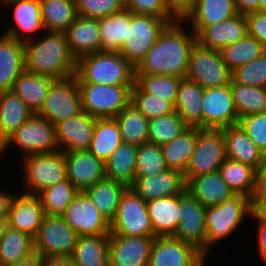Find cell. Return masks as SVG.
Segmentation results:
<instances>
[{
  "label": "cell",
  "instance_id": "obj_26",
  "mask_svg": "<svg viewBox=\"0 0 266 266\" xmlns=\"http://www.w3.org/2000/svg\"><path fill=\"white\" fill-rule=\"evenodd\" d=\"M68 48L77 60L80 56L101 51L98 19L77 16L64 32Z\"/></svg>",
  "mask_w": 266,
  "mask_h": 266
},
{
  "label": "cell",
  "instance_id": "obj_13",
  "mask_svg": "<svg viewBox=\"0 0 266 266\" xmlns=\"http://www.w3.org/2000/svg\"><path fill=\"white\" fill-rule=\"evenodd\" d=\"M81 94L76 76L56 80L46 95L38 113L54 126L82 112Z\"/></svg>",
  "mask_w": 266,
  "mask_h": 266
},
{
  "label": "cell",
  "instance_id": "obj_23",
  "mask_svg": "<svg viewBox=\"0 0 266 266\" xmlns=\"http://www.w3.org/2000/svg\"><path fill=\"white\" fill-rule=\"evenodd\" d=\"M144 201L182 194L186 190L184 174L168 169L154 176L135 177L131 186Z\"/></svg>",
  "mask_w": 266,
  "mask_h": 266
},
{
  "label": "cell",
  "instance_id": "obj_59",
  "mask_svg": "<svg viewBox=\"0 0 266 266\" xmlns=\"http://www.w3.org/2000/svg\"><path fill=\"white\" fill-rule=\"evenodd\" d=\"M237 13L247 14L259 10V0H234Z\"/></svg>",
  "mask_w": 266,
  "mask_h": 266
},
{
  "label": "cell",
  "instance_id": "obj_40",
  "mask_svg": "<svg viewBox=\"0 0 266 266\" xmlns=\"http://www.w3.org/2000/svg\"><path fill=\"white\" fill-rule=\"evenodd\" d=\"M45 31L65 32L78 16L74 0H40Z\"/></svg>",
  "mask_w": 266,
  "mask_h": 266
},
{
  "label": "cell",
  "instance_id": "obj_53",
  "mask_svg": "<svg viewBox=\"0 0 266 266\" xmlns=\"http://www.w3.org/2000/svg\"><path fill=\"white\" fill-rule=\"evenodd\" d=\"M238 124L257 145V147L266 153V112L251 114L241 117Z\"/></svg>",
  "mask_w": 266,
  "mask_h": 266
},
{
  "label": "cell",
  "instance_id": "obj_43",
  "mask_svg": "<svg viewBox=\"0 0 266 266\" xmlns=\"http://www.w3.org/2000/svg\"><path fill=\"white\" fill-rule=\"evenodd\" d=\"M219 172L235 194L251 197L257 173L255 168L227 158L221 164Z\"/></svg>",
  "mask_w": 266,
  "mask_h": 266
},
{
  "label": "cell",
  "instance_id": "obj_55",
  "mask_svg": "<svg viewBox=\"0 0 266 266\" xmlns=\"http://www.w3.org/2000/svg\"><path fill=\"white\" fill-rule=\"evenodd\" d=\"M248 35L256 38L266 48V13L255 11L245 14Z\"/></svg>",
  "mask_w": 266,
  "mask_h": 266
},
{
  "label": "cell",
  "instance_id": "obj_58",
  "mask_svg": "<svg viewBox=\"0 0 266 266\" xmlns=\"http://www.w3.org/2000/svg\"><path fill=\"white\" fill-rule=\"evenodd\" d=\"M253 218L258 222V231H257V251L259 253V257L265 263L266 266V224L261 222L253 213L251 214L250 219Z\"/></svg>",
  "mask_w": 266,
  "mask_h": 266
},
{
  "label": "cell",
  "instance_id": "obj_11",
  "mask_svg": "<svg viewBox=\"0 0 266 266\" xmlns=\"http://www.w3.org/2000/svg\"><path fill=\"white\" fill-rule=\"evenodd\" d=\"M186 77L202 88H214L231 82V71L225 65L220 51L194 44L189 55Z\"/></svg>",
  "mask_w": 266,
  "mask_h": 266
},
{
  "label": "cell",
  "instance_id": "obj_19",
  "mask_svg": "<svg viewBox=\"0 0 266 266\" xmlns=\"http://www.w3.org/2000/svg\"><path fill=\"white\" fill-rule=\"evenodd\" d=\"M155 238L109 234V266H148Z\"/></svg>",
  "mask_w": 266,
  "mask_h": 266
},
{
  "label": "cell",
  "instance_id": "obj_54",
  "mask_svg": "<svg viewBox=\"0 0 266 266\" xmlns=\"http://www.w3.org/2000/svg\"><path fill=\"white\" fill-rule=\"evenodd\" d=\"M125 9L135 14L152 15L167 20L170 24L178 20L169 12L164 0H124Z\"/></svg>",
  "mask_w": 266,
  "mask_h": 266
},
{
  "label": "cell",
  "instance_id": "obj_34",
  "mask_svg": "<svg viewBox=\"0 0 266 266\" xmlns=\"http://www.w3.org/2000/svg\"><path fill=\"white\" fill-rule=\"evenodd\" d=\"M71 258L74 266H109V234L79 236Z\"/></svg>",
  "mask_w": 266,
  "mask_h": 266
},
{
  "label": "cell",
  "instance_id": "obj_50",
  "mask_svg": "<svg viewBox=\"0 0 266 266\" xmlns=\"http://www.w3.org/2000/svg\"><path fill=\"white\" fill-rule=\"evenodd\" d=\"M130 102L148 119L165 116L175 111L169 101L144 92L136 83L131 89Z\"/></svg>",
  "mask_w": 266,
  "mask_h": 266
},
{
  "label": "cell",
  "instance_id": "obj_14",
  "mask_svg": "<svg viewBox=\"0 0 266 266\" xmlns=\"http://www.w3.org/2000/svg\"><path fill=\"white\" fill-rule=\"evenodd\" d=\"M206 207L187 190L180 194L178 222L173 237L193 245L207 257Z\"/></svg>",
  "mask_w": 266,
  "mask_h": 266
},
{
  "label": "cell",
  "instance_id": "obj_56",
  "mask_svg": "<svg viewBox=\"0 0 266 266\" xmlns=\"http://www.w3.org/2000/svg\"><path fill=\"white\" fill-rule=\"evenodd\" d=\"M169 12L178 20L183 21L193 10L197 0H164Z\"/></svg>",
  "mask_w": 266,
  "mask_h": 266
},
{
  "label": "cell",
  "instance_id": "obj_27",
  "mask_svg": "<svg viewBox=\"0 0 266 266\" xmlns=\"http://www.w3.org/2000/svg\"><path fill=\"white\" fill-rule=\"evenodd\" d=\"M25 70L24 43L0 35V92L12 91L14 82Z\"/></svg>",
  "mask_w": 266,
  "mask_h": 266
},
{
  "label": "cell",
  "instance_id": "obj_15",
  "mask_svg": "<svg viewBox=\"0 0 266 266\" xmlns=\"http://www.w3.org/2000/svg\"><path fill=\"white\" fill-rule=\"evenodd\" d=\"M208 258L193 245L173 236L156 237L148 266H206Z\"/></svg>",
  "mask_w": 266,
  "mask_h": 266
},
{
  "label": "cell",
  "instance_id": "obj_32",
  "mask_svg": "<svg viewBox=\"0 0 266 266\" xmlns=\"http://www.w3.org/2000/svg\"><path fill=\"white\" fill-rule=\"evenodd\" d=\"M32 115L13 91L0 92V147Z\"/></svg>",
  "mask_w": 266,
  "mask_h": 266
},
{
  "label": "cell",
  "instance_id": "obj_52",
  "mask_svg": "<svg viewBox=\"0 0 266 266\" xmlns=\"http://www.w3.org/2000/svg\"><path fill=\"white\" fill-rule=\"evenodd\" d=\"M77 15L99 19L125 9L124 0H74Z\"/></svg>",
  "mask_w": 266,
  "mask_h": 266
},
{
  "label": "cell",
  "instance_id": "obj_30",
  "mask_svg": "<svg viewBox=\"0 0 266 266\" xmlns=\"http://www.w3.org/2000/svg\"><path fill=\"white\" fill-rule=\"evenodd\" d=\"M203 95L204 88L198 83L187 77L181 79L174 110L190 127L203 129Z\"/></svg>",
  "mask_w": 266,
  "mask_h": 266
},
{
  "label": "cell",
  "instance_id": "obj_49",
  "mask_svg": "<svg viewBox=\"0 0 266 266\" xmlns=\"http://www.w3.org/2000/svg\"><path fill=\"white\" fill-rule=\"evenodd\" d=\"M168 169L159 145L145 143L138 146L135 177L154 176Z\"/></svg>",
  "mask_w": 266,
  "mask_h": 266
},
{
  "label": "cell",
  "instance_id": "obj_38",
  "mask_svg": "<svg viewBox=\"0 0 266 266\" xmlns=\"http://www.w3.org/2000/svg\"><path fill=\"white\" fill-rule=\"evenodd\" d=\"M198 137V127H189L180 136L161 147L169 169L185 172L194 152Z\"/></svg>",
  "mask_w": 266,
  "mask_h": 266
},
{
  "label": "cell",
  "instance_id": "obj_25",
  "mask_svg": "<svg viewBox=\"0 0 266 266\" xmlns=\"http://www.w3.org/2000/svg\"><path fill=\"white\" fill-rule=\"evenodd\" d=\"M228 159L250 165L259 171L263 167L264 153L257 147L239 124L221 128Z\"/></svg>",
  "mask_w": 266,
  "mask_h": 266
},
{
  "label": "cell",
  "instance_id": "obj_8",
  "mask_svg": "<svg viewBox=\"0 0 266 266\" xmlns=\"http://www.w3.org/2000/svg\"><path fill=\"white\" fill-rule=\"evenodd\" d=\"M169 24L163 18L131 11L127 38L118 52L136 68Z\"/></svg>",
  "mask_w": 266,
  "mask_h": 266
},
{
  "label": "cell",
  "instance_id": "obj_39",
  "mask_svg": "<svg viewBox=\"0 0 266 266\" xmlns=\"http://www.w3.org/2000/svg\"><path fill=\"white\" fill-rule=\"evenodd\" d=\"M131 21V11L124 9L103 18H99L101 32V51H119L127 38Z\"/></svg>",
  "mask_w": 266,
  "mask_h": 266
},
{
  "label": "cell",
  "instance_id": "obj_51",
  "mask_svg": "<svg viewBox=\"0 0 266 266\" xmlns=\"http://www.w3.org/2000/svg\"><path fill=\"white\" fill-rule=\"evenodd\" d=\"M231 83L266 88V51L253 61L231 71Z\"/></svg>",
  "mask_w": 266,
  "mask_h": 266
},
{
  "label": "cell",
  "instance_id": "obj_47",
  "mask_svg": "<svg viewBox=\"0 0 266 266\" xmlns=\"http://www.w3.org/2000/svg\"><path fill=\"white\" fill-rule=\"evenodd\" d=\"M190 126L174 111L149 119L148 143L162 146L180 136Z\"/></svg>",
  "mask_w": 266,
  "mask_h": 266
},
{
  "label": "cell",
  "instance_id": "obj_57",
  "mask_svg": "<svg viewBox=\"0 0 266 266\" xmlns=\"http://www.w3.org/2000/svg\"><path fill=\"white\" fill-rule=\"evenodd\" d=\"M250 205H266V171L263 168L256 173Z\"/></svg>",
  "mask_w": 266,
  "mask_h": 266
},
{
  "label": "cell",
  "instance_id": "obj_2",
  "mask_svg": "<svg viewBox=\"0 0 266 266\" xmlns=\"http://www.w3.org/2000/svg\"><path fill=\"white\" fill-rule=\"evenodd\" d=\"M35 39L24 43L25 70L55 80L75 76L76 59L68 48L63 32L44 31Z\"/></svg>",
  "mask_w": 266,
  "mask_h": 266
},
{
  "label": "cell",
  "instance_id": "obj_42",
  "mask_svg": "<svg viewBox=\"0 0 266 266\" xmlns=\"http://www.w3.org/2000/svg\"><path fill=\"white\" fill-rule=\"evenodd\" d=\"M122 140L140 146L148 143L149 119L130 102L116 117Z\"/></svg>",
  "mask_w": 266,
  "mask_h": 266
},
{
  "label": "cell",
  "instance_id": "obj_29",
  "mask_svg": "<svg viewBox=\"0 0 266 266\" xmlns=\"http://www.w3.org/2000/svg\"><path fill=\"white\" fill-rule=\"evenodd\" d=\"M237 14L234 0H197L183 22L185 25L190 23L189 30L197 34L203 27L223 22Z\"/></svg>",
  "mask_w": 266,
  "mask_h": 266
},
{
  "label": "cell",
  "instance_id": "obj_46",
  "mask_svg": "<svg viewBox=\"0 0 266 266\" xmlns=\"http://www.w3.org/2000/svg\"><path fill=\"white\" fill-rule=\"evenodd\" d=\"M238 118L266 112V88L231 83Z\"/></svg>",
  "mask_w": 266,
  "mask_h": 266
},
{
  "label": "cell",
  "instance_id": "obj_3",
  "mask_svg": "<svg viewBox=\"0 0 266 266\" xmlns=\"http://www.w3.org/2000/svg\"><path fill=\"white\" fill-rule=\"evenodd\" d=\"M78 83L134 85L135 68L118 51H99L76 61Z\"/></svg>",
  "mask_w": 266,
  "mask_h": 266
},
{
  "label": "cell",
  "instance_id": "obj_61",
  "mask_svg": "<svg viewBox=\"0 0 266 266\" xmlns=\"http://www.w3.org/2000/svg\"><path fill=\"white\" fill-rule=\"evenodd\" d=\"M12 192L13 190L10 192L4 191V189L0 191V216H8L12 200L16 195L15 192Z\"/></svg>",
  "mask_w": 266,
  "mask_h": 266
},
{
  "label": "cell",
  "instance_id": "obj_33",
  "mask_svg": "<svg viewBox=\"0 0 266 266\" xmlns=\"http://www.w3.org/2000/svg\"><path fill=\"white\" fill-rule=\"evenodd\" d=\"M55 81L53 78L24 70L14 82L12 91L25 102L33 114H38Z\"/></svg>",
  "mask_w": 266,
  "mask_h": 266
},
{
  "label": "cell",
  "instance_id": "obj_5",
  "mask_svg": "<svg viewBox=\"0 0 266 266\" xmlns=\"http://www.w3.org/2000/svg\"><path fill=\"white\" fill-rule=\"evenodd\" d=\"M20 150L21 159L30 155L59 151L55 126L38 114H33L0 147V157L10 146ZM22 151V152H21Z\"/></svg>",
  "mask_w": 266,
  "mask_h": 266
},
{
  "label": "cell",
  "instance_id": "obj_64",
  "mask_svg": "<svg viewBox=\"0 0 266 266\" xmlns=\"http://www.w3.org/2000/svg\"><path fill=\"white\" fill-rule=\"evenodd\" d=\"M7 228H8L7 216H0V239L5 234Z\"/></svg>",
  "mask_w": 266,
  "mask_h": 266
},
{
  "label": "cell",
  "instance_id": "obj_62",
  "mask_svg": "<svg viewBox=\"0 0 266 266\" xmlns=\"http://www.w3.org/2000/svg\"><path fill=\"white\" fill-rule=\"evenodd\" d=\"M11 266H41V256L37 252H34L30 256L21 259L19 262Z\"/></svg>",
  "mask_w": 266,
  "mask_h": 266
},
{
  "label": "cell",
  "instance_id": "obj_45",
  "mask_svg": "<svg viewBox=\"0 0 266 266\" xmlns=\"http://www.w3.org/2000/svg\"><path fill=\"white\" fill-rule=\"evenodd\" d=\"M79 193L66 178L55 185L45 188L37 196L40 199L45 215L62 216Z\"/></svg>",
  "mask_w": 266,
  "mask_h": 266
},
{
  "label": "cell",
  "instance_id": "obj_6",
  "mask_svg": "<svg viewBox=\"0 0 266 266\" xmlns=\"http://www.w3.org/2000/svg\"><path fill=\"white\" fill-rule=\"evenodd\" d=\"M82 110L95 118H115L131 101L134 85L78 83Z\"/></svg>",
  "mask_w": 266,
  "mask_h": 266
},
{
  "label": "cell",
  "instance_id": "obj_37",
  "mask_svg": "<svg viewBox=\"0 0 266 266\" xmlns=\"http://www.w3.org/2000/svg\"><path fill=\"white\" fill-rule=\"evenodd\" d=\"M122 142L115 118H96L94 136L87 150L105 163Z\"/></svg>",
  "mask_w": 266,
  "mask_h": 266
},
{
  "label": "cell",
  "instance_id": "obj_18",
  "mask_svg": "<svg viewBox=\"0 0 266 266\" xmlns=\"http://www.w3.org/2000/svg\"><path fill=\"white\" fill-rule=\"evenodd\" d=\"M10 7L14 21L2 32L17 41L27 42L45 31L41 15L40 0H13L5 5ZM39 32V33H38ZM38 33V34H37ZM37 35V36H36Z\"/></svg>",
  "mask_w": 266,
  "mask_h": 266
},
{
  "label": "cell",
  "instance_id": "obj_31",
  "mask_svg": "<svg viewBox=\"0 0 266 266\" xmlns=\"http://www.w3.org/2000/svg\"><path fill=\"white\" fill-rule=\"evenodd\" d=\"M155 237L174 236L180 220V194L146 201Z\"/></svg>",
  "mask_w": 266,
  "mask_h": 266
},
{
  "label": "cell",
  "instance_id": "obj_60",
  "mask_svg": "<svg viewBox=\"0 0 266 266\" xmlns=\"http://www.w3.org/2000/svg\"><path fill=\"white\" fill-rule=\"evenodd\" d=\"M41 266H74L71 257H41Z\"/></svg>",
  "mask_w": 266,
  "mask_h": 266
},
{
  "label": "cell",
  "instance_id": "obj_63",
  "mask_svg": "<svg viewBox=\"0 0 266 266\" xmlns=\"http://www.w3.org/2000/svg\"><path fill=\"white\" fill-rule=\"evenodd\" d=\"M252 213L266 224V205H250Z\"/></svg>",
  "mask_w": 266,
  "mask_h": 266
},
{
  "label": "cell",
  "instance_id": "obj_36",
  "mask_svg": "<svg viewBox=\"0 0 266 266\" xmlns=\"http://www.w3.org/2000/svg\"><path fill=\"white\" fill-rule=\"evenodd\" d=\"M127 188L123 183L105 178L86 189L84 193L110 224L116 216L120 198Z\"/></svg>",
  "mask_w": 266,
  "mask_h": 266
},
{
  "label": "cell",
  "instance_id": "obj_7",
  "mask_svg": "<svg viewBox=\"0 0 266 266\" xmlns=\"http://www.w3.org/2000/svg\"><path fill=\"white\" fill-rule=\"evenodd\" d=\"M23 169L22 193L37 195L42 190L65 180V153L57 151L49 154H37L23 157L20 161Z\"/></svg>",
  "mask_w": 266,
  "mask_h": 266
},
{
  "label": "cell",
  "instance_id": "obj_4",
  "mask_svg": "<svg viewBox=\"0 0 266 266\" xmlns=\"http://www.w3.org/2000/svg\"><path fill=\"white\" fill-rule=\"evenodd\" d=\"M250 198L235 194L230 199L216 206L206 207L205 222L207 228V257L212 247L223 243L251 217Z\"/></svg>",
  "mask_w": 266,
  "mask_h": 266
},
{
  "label": "cell",
  "instance_id": "obj_66",
  "mask_svg": "<svg viewBox=\"0 0 266 266\" xmlns=\"http://www.w3.org/2000/svg\"><path fill=\"white\" fill-rule=\"evenodd\" d=\"M262 168L266 171V153L264 154L263 167Z\"/></svg>",
  "mask_w": 266,
  "mask_h": 266
},
{
  "label": "cell",
  "instance_id": "obj_65",
  "mask_svg": "<svg viewBox=\"0 0 266 266\" xmlns=\"http://www.w3.org/2000/svg\"><path fill=\"white\" fill-rule=\"evenodd\" d=\"M259 12L266 13V0H259Z\"/></svg>",
  "mask_w": 266,
  "mask_h": 266
},
{
  "label": "cell",
  "instance_id": "obj_67",
  "mask_svg": "<svg viewBox=\"0 0 266 266\" xmlns=\"http://www.w3.org/2000/svg\"><path fill=\"white\" fill-rule=\"evenodd\" d=\"M10 1H13V0H0V2H2V4H3V7H5L4 5H5L6 3L10 2Z\"/></svg>",
  "mask_w": 266,
  "mask_h": 266
},
{
  "label": "cell",
  "instance_id": "obj_1",
  "mask_svg": "<svg viewBox=\"0 0 266 266\" xmlns=\"http://www.w3.org/2000/svg\"><path fill=\"white\" fill-rule=\"evenodd\" d=\"M183 21L169 24L135 68V74L169 75L185 78L196 34Z\"/></svg>",
  "mask_w": 266,
  "mask_h": 266
},
{
  "label": "cell",
  "instance_id": "obj_22",
  "mask_svg": "<svg viewBox=\"0 0 266 266\" xmlns=\"http://www.w3.org/2000/svg\"><path fill=\"white\" fill-rule=\"evenodd\" d=\"M19 193L14 196L8 212V227L35 238L45 216L44 209L37 195Z\"/></svg>",
  "mask_w": 266,
  "mask_h": 266
},
{
  "label": "cell",
  "instance_id": "obj_44",
  "mask_svg": "<svg viewBox=\"0 0 266 266\" xmlns=\"http://www.w3.org/2000/svg\"><path fill=\"white\" fill-rule=\"evenodd\" d=\"M266 51L264 45L256 38L246 35L241 40L227 44L220 50L225 65L230 71L246 65Z\"/></svg>",
  "mask_w": 266,
  "mask_h": 266
},
{
  "label": "cell",
  "instance_id": "obj_21",
  "mask_svg": "<svg viewBox=\"0 0 266 266\" xmlns=\"http://www.w3.org/2000/svg\"><path fill=\"white\" fill-rule=\"evenodd\" d=\"M96 118L82 111L55 125L58 150H87L94 136Z\"/></svg>",
  "mask_w": 266,
  "mask_h": 266
},
{
  "label": "cell",
  "instance_id": "obj_12",
  "mask_svg": "<svg viewBox=\"0 0 266 266\" xmlns=\"http://www.w3.org/2000/svg\"><path fill=\"white\" fill-rule=\"evenodd\" d=\"M78 237L63 216L45 215L34 238V249L41 257H71Z\"/></svg>",
  "mask_w": 266,
  "mask_h": 266
},
{
  "label": "cell",
  "instance_id": "obj_28",
  "mask_svg": "<svg viewBox=\"0 0 266 266\" xmlns=\"http://www.w3.org/2000/svg\"><path fill=\"white\" fill-rule=\"evenodd\" d=\"M186 190L204 207L219 205L235 195L219 171L190 178Z\"/></svg>",
  "mask_w": 266,
  "mask_h": 266
},
{
  "label": "cell",
  "instance_id": "obj_24",
  "mask_svg": "<svg viewBox=\"0 0 266 266\" xmlns=\"http://www.w3.org/2000/svg\"><path fill=\"white\" fill-rule=\"evenodd\" d=\"M247 34L245 14L238 13L223 22L203 27L196 34V42L203 47L220 51L227 44L241 40Z\"/></svg>",
  "mask_w": 266,
  "mask_h": 266
},
{
  "label": "cell",
  "instance_id": "obj_35",
  "mask_svg": "<svg viewBox=\"0 0 266 266\" xmlns=\"http://www.w3.org/2000/svg\"><path fill=\"white\" fill-rule=\"evenodd\" d=\"M138 146L122 142L105 162L106 178L131 187L135 182Z\"/></svg>",
  "mask_w": 266,
  "mask_h": 266
},
{
  "label": "cell",
  "instance_id": "obj_9",
  "mask_svg": "<svg viewBox=\"0 0 266 266\" xmlns=\"http://www.w3.org/2000/svg\"><path fill=\"white\" fill-rule=\"evenodd\" d=\"M110 234L156 238L147 204L131 187L120 198L117 213L110 223Z\"/></svg>",
  "mask_w": 266,
  "mask_h": 266
},
{
  "label": "cell",
  "instance_id": "obj_48",
  "mask_svg": "<svg viewBox=\"0 0 266 266\" xmlns=\"http://www.w3.org/2000/svg\"><path fill=\"white\" fill-rule=\"evenodd\" d=\"M182 78L169 75L135 74V83L146 93L169 101L173 106L177 100Z\"/></svg>",
  "mask_w": 266,
  "mask_h": 266
},
{
  "label": "cell",
  "instance_id": "obj_41",
  "mask_svg": "<svg viewBox=\"0 0 266 266\" xmlns=\"http://www.w3.org/2000/svg\"><path fill=\"white\" fill-rule=\"evenodd\" d=\"M34 252L32 236L8 227L0 239V266L14 265Z\"/></svg>",
  "mask_w": 266,
  "mask_h": 266
},
{
  "label": "cell",
  "instance_id": "obj_20",
  "mask_svg": "<svg viewBox=\"0 0 266 266\" xmlns=\"http://www.w3.org/2000/svg\"><path fill=\"white\" fill-rule=\"evenodd\" d=\"M66 177L79 192L106 178L105 163L88 150L65 153Z\"/></svg>",
  "mask_w": 266,
  "mask_h": 266
},
{
  "label": "cell",
  "instance_id": "obj_16",
  "mask_svg": "<svg viewBox=\"0 0 266 266\" xmlns=\"http://www.w3.org/2000/svg\"><path fill=\"white\" fill-rule=\"evenodd\" d=\"M202 109L203 129H221L238 124L231 82L220 87L205 88Z\"/></svg>",
  "mask_w": 266,
  "mask_h": 266
},
{
  "label": "cell",
  "instance_id": "obj_17",
  "mask_svg": "<svg viewBox=\"0 0 266 266\" xmlns=\"http://www.w3.org/2000/svg\"><path fill=\"white\" fill-rule=\"evenodd\" d=\"M62 216L78 236L110 234V224L84 192L72 200Z\"/></svg>",
  "mask_w": 266,
  "mask_h": 266
},
{
  "label": "cell",
  "instance_id": "obj_10",
  "mask_svg": "<svg viewBox=\"0 0 266 266\" xmlns=\"http://www.w3.org/2000/svg\"><path fill=\"white\" fill-rule=\"evenodd\" d=\"M226 159L223 131L198 127L195 149L183 173L185 182L192 177L219 171L221 164Z\"/></svg>",
  "mask_w": 266,
  "mask_h": 266
}]
</instances>
